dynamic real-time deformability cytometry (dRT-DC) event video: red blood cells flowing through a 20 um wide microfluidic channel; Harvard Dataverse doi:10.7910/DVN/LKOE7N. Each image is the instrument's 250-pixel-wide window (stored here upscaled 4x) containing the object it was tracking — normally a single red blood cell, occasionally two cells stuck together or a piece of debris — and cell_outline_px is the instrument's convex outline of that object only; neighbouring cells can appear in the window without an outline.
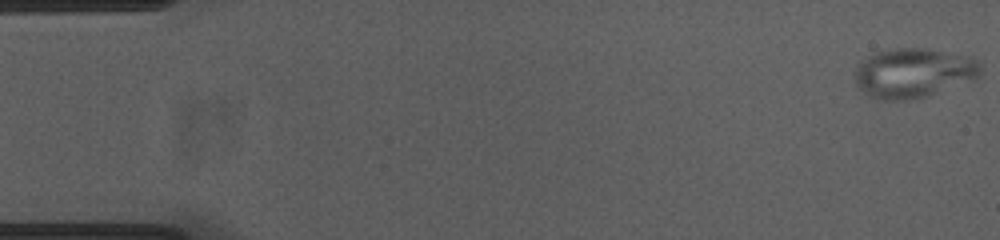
{"species": "common noctule bat (a hibernating species)", "species_latin": "Nyctalus noctula", "temperature_condition": "cold", "stored_images_in_passage": 49, "camera_frame_rate_fps": 3000, "um_per_image_px": 0.085, "animal": {"sex": "female", "body_mass_g": 23.0, "forearm_length_mm": 53.4}, "frame": {"image": 1, "passage_image": 1, "time_ms": 0.0, "image_size_px": [1000, 240], "cell_outline_px": [[980, 76], [928, 96], [908, 100], [884, 100], [872, 96], [864, 92], [856, 84], [856, 68], [860, 60], [872, 52], [884, 48], [924, 48], [972, 56], [980, 64]], "centroid_in_image_um": [77.61, 6.17], "position_along_channel_um": 7.4, "area_um2": 36.41}}
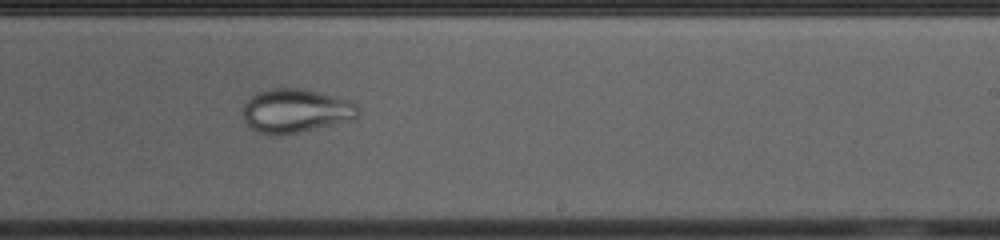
{"frame": {"image": 2, "passage_image": 33, "time_ms": 10.667, "image_size_px": [1000, 240], "cell_outline_px": [[360, 116], [356, 120], [296, 132], [256, 132], [244, 120], [244, 104], [256, 92], [272, 88], [304, 88], [348, 100], [356, 104], [360, 108]], "centroid_in_image_um": [25.21, 9.38], "position_along_channel_um": 263.8, "area_um2": 29.02}}
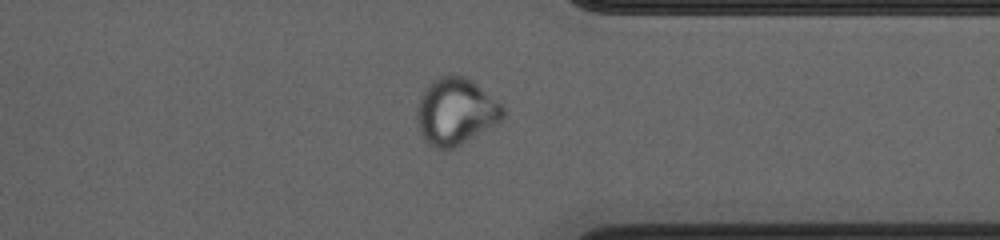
{"frame": {"image": 3, "passage_image": 42, "time_ms": 13.667, "image_size_px": [1000, 240], "cell_outline_px": [[504, 116], [500, 120], [456, 148], [448, 152], [444, 152], [428, 144], [424, 140], [416, 120], [416, 108], [424, 88], [432, 80], [440, 76], [464, 76], [472, 80], [504, 104]], "centroid_in_image_um": [38.72, 9.5], "position_along_channel_um": 372.7, "area_um2": 33.81}}